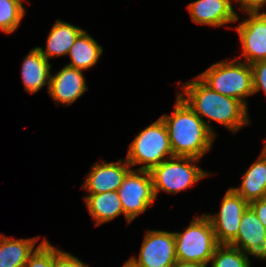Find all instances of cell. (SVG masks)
<instances>
[{"label": "cell", "mask_w": 266, "mask_h": 267, "mask_svg": "<svg viewBox=\"0 0 266 267\" xmlns=\"http://www.w3.org/2000/svg\"><path fill=\"white\" fill-rule=\"evenodd\" d=\"M173 114L162 115L170 139L173 156L202 158L211 150L214 132L177 94Z\"/></svg>", "instance_id": "cell-1"}, {"label": "cell", "mask_w": 266, "mask_h": 267, "mask_svg": "<svg viewBox=\"0 0 266 267\" xmlns=\"http://www.w3.org/2000/svg\"><path fill=\"white\" fill-rule=\"evenodd\" d=\"M184 93L178 95L201 118L216 121L230 131H238L249 125L247 107L239 100L211 90L198 77L183 84Z\"/></svg>", "instance_id": "cell-2"}, {"label": "cell", "mask_w": 266, "mask_h": 267, "mask_svg": "<svg viewBox=\"0 0 266 267\" xmlns=\"http://www.w3.org/2000/svg\"><path fill=\"white\" fill-rule=\"evenodd\" d=\"M211 90L241 101L246 107V96L254 94L253 72L249 63L221 61L197 76Z\"/></svg>", "instance_id": "cell-3"}, {"label": "cell", "mask_w": 266, "mask_h": 267, "mask_svg": "<svg viewBox=\"0 0 266 267\" xmlns=\"http://www.w3.org/2000/svg\"><path fill=\"white\" fill-rule=\"evenodd\" d=\"M176 258L207 266L219 245L207 214L195 218L183 233L174 232Z\"/></svg>", "instance_id": "cell-4"}, {"label": "cell", "mask_w": 266, "mask_h": 267, "mask_svg": "<svg viewBox=\"0 0 266 267\" xmlns=\"http://www.w3.org/2000/svg\"><path fill=\"white\" fill-rule=\"evenodd\" d=\"M173 156L167 126L160 117L141 131L128 148L126 161L132 167L144 164L138 170L150 171L154 166Z\"/></svg>", "instance_id": "cell-5"}, {"label": "cell", "mask_w": 266, "mask_h": 267, "mask_svg": "<svg viewBox=\"0 0 266 267\" xmlns=\"http://www.w3.org/2000/svg\"><path fill=\"white\" fill-rule=\"evenodd\" d=\"M197 161L199 159L194 157L172 156L154 166L150 173L155 197L160 190L176 194L209 176V173L193 164Z\"/></svg>", "instance_id": "cell-6"}, {"label": "cell", "mask_w": 266, "mask_h": 267, "mask_svg": "<svg viewBox=\"0 0 266 267\" xmlns=\"http://www.w3.org/2000/svg\"><path fill=\"white\" fill-rule=\"evenodd\" d=\"M128 223L145 212L156 199L151 173L148 170H130L117 190Z\"/></svg>", "instance_id": "cell-7"}, {"label": "cell", "mask_w": 266, "mask_h": 267, "mask_svg": "<svg viewBox=\"0 0 266 267\" xmlns=\"http://www.w3.org/2000/svg\"><path fill=\"white\" fill-rule=\"evenodd\" d=\"M177 261L174 232L147 231L138 259L128 262L134 267H172Z\"/></svg>", "instance_id": "cell-8"}, {"label": "cell", "mask_w": 266, "mask_h": 267, "mask_svg": "<svg viewBox=\"0 0 266 267\" xmlns=\"http://www.w3.org/2000/svg\"><path fill=\"white\" fill-rule=\"evenodd\" d=\"M248 207L249 203L230 188L223 197L220 212L207 215L218 244H230L236 238L241 218Z\"/></svg>", "instance_id": "cell-9"}, {"label": "cell", "mask_w": 266, "mask_h": 267, "mask_svg": "<svg viewBox=\"0 0 266 267\" xmlns=\"http://www.w3.org/2000/svg\"><path fill=\"white\" fill-rule=\"evenodd\" d=\"M250 16L236 28L242 44L245 62L250 65L266 60V13H248Z\"/></svg>", "instance_id": "cell-10"}, {"label": "cell", "mask_w": 266, "mask_h": 267, "mask_svg": "<svg viewBox=\"0 0 266 267\" xmlns=\"http://www.w3.org/2000/svg\"><path fill=\"white\" fill-rule=\"evenodd\" d=\"M229 245L243 251L247 258L250 254L266 259V228L250 207L243 213L237 236Z\"/></svg>", "instance_id": "cell-11"}, {"label": "cell", "mask_w": 266, "mask_h": 267, "mask_svg": "<svg viewBox=\"0 0 266 267\" xmlns=\"http://www.w3.org/2000/svg\"><path fill=\"white\" fill-rule=\"evenodd\" d=\"M131 170L127 161L119 160L114 163H95L87 175L82 188L89 194H100L108 191H117L123 178Z\"/></svg>", "instance_id": "cell-12"}, {"label": "cell", "mask_w": 266, "mask_h": 267, "mask_svg": "<svg viewBox=\"0 0 266 267\" xmlns=\"http://www.w3.org/2000/svg\"><path fill=\"white\" fill-rule=\"evenodd\" d=\"M83 70L65 65L55 75H50V96L58 103L71 105L87 90Z\"/></svg>", "instance_id": "cell-13"}, {"label": "cell", "mask_w": 266, "mask_h": 267, "mask_svg": "<svg viewBox=\"0 0 266 267\" xmlns=\"http://www.w3.org/2000/svg\"><path fill=\"white\" fill-rule=\"evenodd\" d=\"M187 8L191 19L202 25L220 27L226 23L235 22L239 18L230 0H196Z\"/></svg>", "instance_id": "cell-14"}, {"label": "cell", "mask_w": 266, "mask_h": 267, "mask_svg": "<svg viewBox=\"0 0 266 267\" xmlns=\"http://www.w3.org/2000/svg\"><path fill=\"white\" fill-rule=\"evenodd\" d=\"M50 68L47 60L38 47L32 49L22 64V81L27 92L34 94L47 84L50 87Z\"/></svg>", "instance_id": "cell-15"}, {"label": "cell", "mask_w": 266, "mask_h": 267, "mask_svg": "<svg viewBox=\"0 0 266 267\" xmlns=\"http://www.w3.org/2000/svg\"><path fill=\"white\" fill-rule=\"evenodd\" d=\"M239 188H232L245 201L251 203L266 197V148L242 177Z\"/></svg>", "instance_id": "cell-16"}, {"label": "cell", "mask_w": 266, "mask_h": 267, "mask_svg": "<svg viewBox=\"0 0 266 267\" xmlns=\"http://www.w3.org/2000/svg\"><path fill=\"white\" fill-rule=\"evenodd\" d=\"M83 31L79 27L57 20L47 36L46 49L38 48L47 60L54 56L67 55L71 46Z\"/></svg>", "instance_id": "cell-17"}, {"label": "cell", "mask_w": 266, "mask_h": 267, "mask_svg": "<svg viewBox=\"0 0 266 267\" xmlns=\"http://www.w3.org/2000/svg\"><path fill=\"white\" fill-rule=\"evenodd\" d=\"M83 199L85 200L89 214L97 222L95 226L109 222L122 213L124 214L117 191L85 195Z\"/></svg>", "instance_id": "cell-18"}, {"label": "cell", "mask_w": 266, "mask_h": 267, "mask_svg": "<svg viewBox=\"0 0 266 267\" xmlns=\"http://www.w3.org/2000/svg\"><path fill=\"white\" fill-rule=\"evenodd\" d=\"M38 239H10L0 235V267H24Z\"/></svg>", "instance_id": "cell-19"}, {"label": "cell", "mask_w": 266, "mask_h": 267, "mask_svg": "<svg viewBox=\"0 0 266 267\" xmlns=\"http://www.w3.org/2000/svg\"><path fill=\"white\" fill-rule=\"evenodd\" d=\"M103 52V47L84 30L71 46L68 55L71 63L68 66L86 70L93 67Z\"/></svg>", "instance_id": "cell-20"}, {"label": "cell", "mask_w": 266, "mask_h": 267, "mask_svg": "<svg viewBox=\"0 0 266 267\" xmlns=\"http://www.w3.org/2000/svg\"><path fill=\"white\" fill-rule=\"evenodd\" d=\"M210 262L212 267H250L244 252L229 244H219Z\"/></svg>", "instance_id": "cell-21"}, {"label": "cell", "mask_w": 266, "mask_h": 267, "mask_svg": "<svg viewBox=\"0 0 266 267\" xmlns=\"http://www.w3.org/2000/svg\"><path fill=\"white\" fill-rule=\"evenodd\" d=\"M24 15L22 0H0V30L8 34L14 32Z\"/></svg>", "instance_id": "cell-22"}, {"label": "cell", "mask_w": 266, "mask_h": 267, "mask_svg": "<svg viewBox=\"0 0 266 267\" xmlns=\"http://www.w3.org/2000/svg\"><path fill=\"white\" fill-rule=\"evenodd\" d=\"M24 267H53V246L47 239L37 246Z\"/></svg>", "instance_id": "cell-23"}, {"label": "cell", "mask_w": 266, "mask_h": 267, "mask_svg": "<svg viewBox=\"0 0 266 267\" xmlns=\"http://www.w3.org/2000/svg\"><path fill=\"white\" fill-rule=\"evenodd\" d=\"M53 267H89L72 254L63 252L53 246Z\"/></svg>", "instance_id": "cell-24"}, {"label": "cell", "mask_w": 266, "mask_h": 267, "mask_svg": "<svg viewBox=\"0 0 266 267\" xmlns=\"http://www.w3.org/2000/svg\"><path fill=\"white\" fill-rule=\"evenodd\" d=\"M253 72V91L254 94L263 90L266 94V60L257 61L251 64Z\"/></svg>", "instance_id": "cell-25"}, {"label": "cell", "mask_w": 266, "mask_h": 267, "mask_svg": "<svg viewBox=\"0 0 266 267\" xmlns=\"http://www.w3.org/2000/svg\"><path fill=\"white\" fill-rule=\"evenodd\" d=\"M249 207L255 212L259 220L266 228V197L249 203Z\"/></svg>", "instance_id": "cell-26"}, {"label": "cell", "mask_w": 266, "mask_h": 267, "mask_svg": "<svg viewBox=\"0 0 266 267\" xmlns=\"http://www.w3.org/2000/svg\"><path fill=\"white\" fill-rule=\"evenodd\" d=\"M240 2L241 10L248 13H259L260 8L266 4V0H236Z\"/></svg>", "instance_id": "cell-27"}, {"label": "cell", "mask_w": 266, "mask_h": 267, "mask_svg": "<svg viewBox=\"0 0 266 267\" xmlns=\"http://www.w3.org/2000/svg\"><path fill=\"white\" fill-rule=\"evenodd\" d=\"M172 267H207L196 262H183L177 260Z\"/></svg>", "instance_id": "cell-28"}, {"label": "cell", "mask_w": 266, "mask_h": 267, "mask_svg": "<svg viewBox=\"0 0 266 267\" xmlns=\"http://www.w3.org/2000/svg\"><path fill=\"white\" fill-rule=\"evenodd\" d=\"M122 267H134L132 264H130L128 261L125 262L124 266Z\"/></svg>", "instance_id": "cell-29"}]
</instances>
